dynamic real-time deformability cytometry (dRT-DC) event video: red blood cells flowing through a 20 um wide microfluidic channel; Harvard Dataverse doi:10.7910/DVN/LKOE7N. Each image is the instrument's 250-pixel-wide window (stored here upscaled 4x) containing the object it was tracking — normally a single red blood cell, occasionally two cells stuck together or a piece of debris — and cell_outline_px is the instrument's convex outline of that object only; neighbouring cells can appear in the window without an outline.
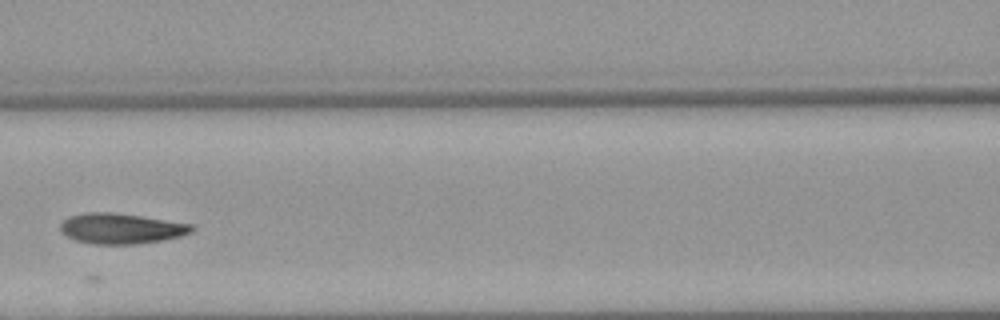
{"species": "Egyptian fruit bat (a non-hibernating species)", "species_latin": "Rousettus aegyptiacus", "temperature_condition": "warm", "stored_images_in_passage": 6, "camera_frame_rate_fps": 3000, "um_per_image_px": 0.085, "animal": {"sex": "female"}, "frame": {"image": 1, "passage_image": 5, "time_ms": 5.333, "image_size_px": [1000, 320], "cell_outline_px": [[196, 228], [192, 232], [180, 236], [164, 240], [136, 244], [96, 244], [76, 240], [68, 236], [60, 228], [60, 224], [68, 216], [84, 212], [112, 212], [140, 216], [192, 224]], "centroid_in_image_um": [10.32, 19.42], "position_along_channel_um": 156.3, "area_um2": 23.24}}